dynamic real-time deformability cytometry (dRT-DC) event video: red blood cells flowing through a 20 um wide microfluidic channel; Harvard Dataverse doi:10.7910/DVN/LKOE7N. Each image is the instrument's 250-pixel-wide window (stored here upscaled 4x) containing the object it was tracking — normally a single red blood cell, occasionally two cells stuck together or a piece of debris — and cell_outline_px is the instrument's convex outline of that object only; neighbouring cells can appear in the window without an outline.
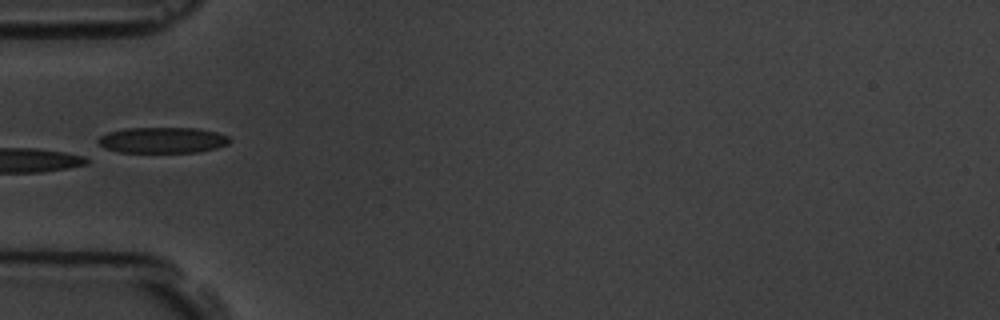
{"species": "common noctule bat (a hibernating species)", "species_latin": "Nyctalus noctula", "temperature_condition": "room temperature", "stored_images_in_passage": 38, "camera_frame_rate_fps": 3000, "um_per_image_px": 0.085, "animal": {"sex": "male", "body_mass_g": 19.5, "forearm_length_mm": 54.6}, "frame": {"image": 1, "passage_image": 1, "time_ms": 0.0, "image_size_px": [1000, 320], "cell_outline_px": [[232, 140], [228, 144], [216, 148], [196, 152], [120, 152], [104, 148], [96, 140], [100, 136], [108, 132], [124, 128], [196, 128], [216, 132], [228, 136]], "centroid_in_image_um": [13.81, 11.91], "position_along_channel_um": 71.2, "area_um2": 19.83}}